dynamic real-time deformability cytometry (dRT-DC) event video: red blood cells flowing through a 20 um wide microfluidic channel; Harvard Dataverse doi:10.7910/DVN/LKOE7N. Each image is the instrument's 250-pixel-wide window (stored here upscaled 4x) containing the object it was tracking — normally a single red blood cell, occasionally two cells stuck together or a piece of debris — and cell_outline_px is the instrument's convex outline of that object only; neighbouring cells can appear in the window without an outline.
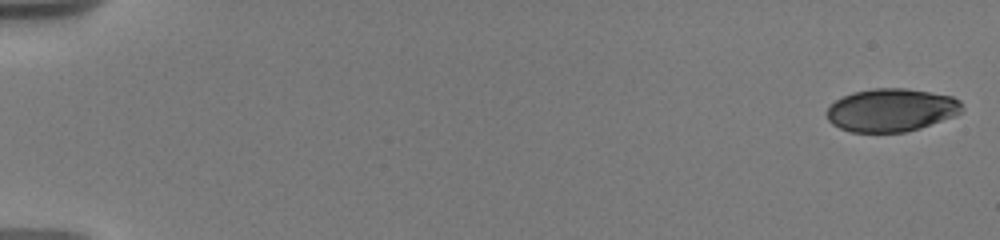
{"species": "human", "species_latin": "Homo sapiens", "temperature_condition": "warm", "stored_images_in_passage": 62, "camera_frame_rate_fps": 3000, "um_per_image_px": 0.085, "donor": {"sex": "male"}, "frame": {"image": 1, "passage_image": 1, "time_ms": 0.0, "image_size_px": [1000, 240], "cell_outline_px": [[964, 108], [956, 116], [908, 132], [852, 132], [840, 128], [832, 124], [828, 120], [828, 108], [836, 100], [852, 92], [872, 88], [904, 88], [952, 96], [960, 100]], "centroid_in_image_um": [75.79, 9.36], "position_along_channel_um": 9.2, "area_um2": 33.93}}
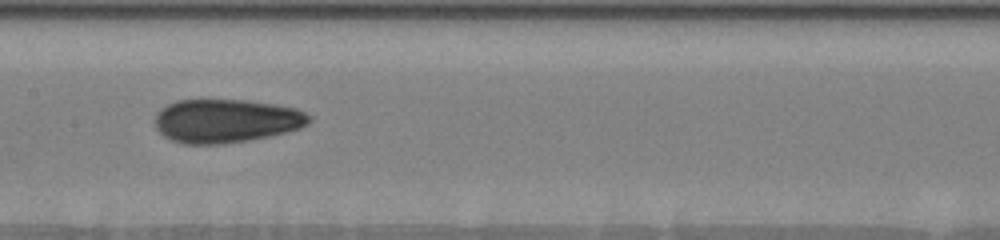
{"frame": {"image": 2, "passage_image": 26, "time_ms": 9.667, "image_size_px": [1000, 240], "cell_outline_px": [[312, 120], [308, 124], [300, 128], [288, 132], [248, 140], [224, 144], [184, 144], [172, 140], [164, 136], [156, 128], [156, 112], [160, 108], [176, 100], [244, 100], [276, 104], [296, 108], [312, 116]], "centroid_in_image_um": [19.24, 10.27], "position_along_channel_um": 188.2, "area_um2": 39.36}}
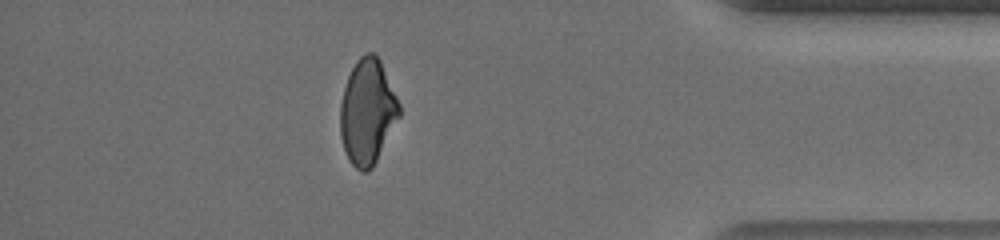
{"frame": {"image": 3, "passage_image": 55, "time_ms": 16.333, "image_size_px": [1000, 240], "cell_outline_px": [[400, 116], [372, 168], [368, 172], [364, 172], [356, 168], [352, 164], [344, 148], [340, 136], [340, 104], [344, 88], [348, 76], [356, 60], [364, 52], [372, 52], [380, 60], [400, 104]], "centroid_in_image_um": [31.23, 9.49], "position_along_channel_um": 404.0, "area_um2": 35.95}, "authors_computed_cell_mechanics": {"area_um2": 37.3677, "velocity_mm_per_s": 3.6757, "shape_relaxation_time_tau1_ms": 6.8525, "shape_relaxation_time_tau2_ms": 1.4548, "deformation_change_tau1": 0.2034, "deformation_change_tau2": 0.0664}}